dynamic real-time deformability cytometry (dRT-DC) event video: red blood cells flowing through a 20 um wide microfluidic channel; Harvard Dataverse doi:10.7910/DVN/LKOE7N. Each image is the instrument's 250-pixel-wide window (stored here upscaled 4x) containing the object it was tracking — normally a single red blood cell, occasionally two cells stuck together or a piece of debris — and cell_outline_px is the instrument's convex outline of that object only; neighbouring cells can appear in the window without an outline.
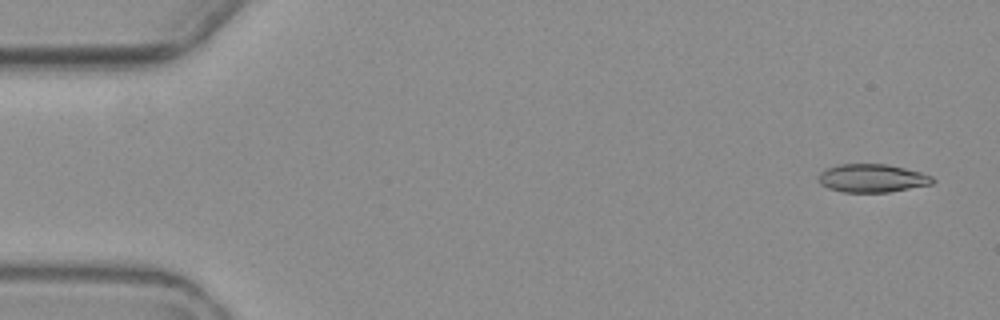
{"species": "common noctule bat (a hibernating species)", "species_latin": "Nyctalus noctula", "temperature_condition": "warm", "stored_images_in_passage": 4, "camera_frame_rate_fps": 3000, "um_per_image_px": 0.085, "animal": {"sex": "female", "body_mass_g": 19.3, "forearm_length_mm": 54.1}, "frame": {"image": 1, "passage_image": 1, "time_ms": 0.0, "image_size_px": [1000, 320], "cell_outline_px": [[936, 180], [932, 184], [888, 192], [844, 192], [828, 188], [820, 184], [820, 172], [828, 168], [840, 164], [888, 164], [920, 172], [932, 176]], "centroid_in_image_um": [74.16, 15.15], "position_along_channel_um": 10.8, "area_um2": 18.61}}